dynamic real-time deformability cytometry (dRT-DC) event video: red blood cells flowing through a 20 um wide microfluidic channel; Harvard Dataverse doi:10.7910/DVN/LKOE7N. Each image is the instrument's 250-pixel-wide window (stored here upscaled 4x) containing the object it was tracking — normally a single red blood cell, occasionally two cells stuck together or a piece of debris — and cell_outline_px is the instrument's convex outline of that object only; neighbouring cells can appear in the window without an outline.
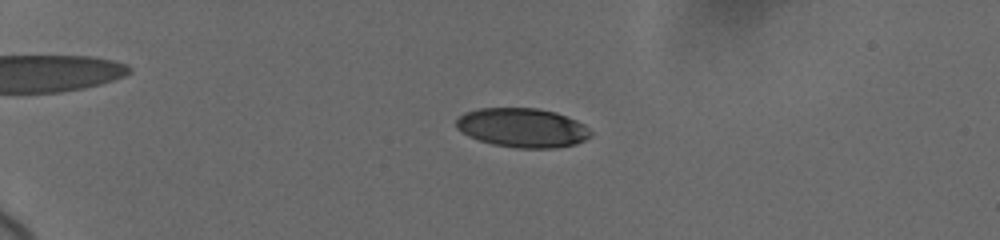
{"species": "human", "species_latin": "Homo sapiens", "temperature_condition": "cold", "stored_images_in_passage": 8, "camera_frame_rate_fps": 3000, "um_per_image_px": 0.085, "donor": {"sex": "female"}, "frame": {"image": 1, "passage_image": 2, "time_ms": 0.667, "image_size_px": [1000, 240], "cell_outline_px": [[592, 136], [576, 144], [556, 148], [516, 148], [492, 144], [468, 136], [456, 128], [456, 120], [464, 112], [480, 108], [536, 108], [556, 112], [576, 120], [584, 124], [592, 132]], "centroid_in_image_um": [44.41, 10.86], "position_along_channel_um": 40.6, "area_um2": 30.87}}
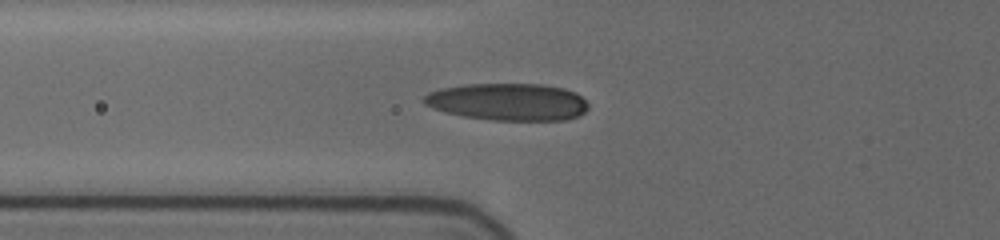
{"frame": {"image": 2, "passage_image": 6, "time_ms": 3.667, "image_size_px": [1000, 240], "cell_outline_px": [[588, 108], [580, 116], [568, 120], [492, 120], [464, 116], [432, 108], [424, 104], [424, 96], [428, 92], [440, 88], [464, 84], [544, 84], [564, 88], [576, 92], [588, 104]], "centroid_in_image_um": [43.2, 8.65], "position_along_channel_um": 82.6, "area_um2": 35.78}}
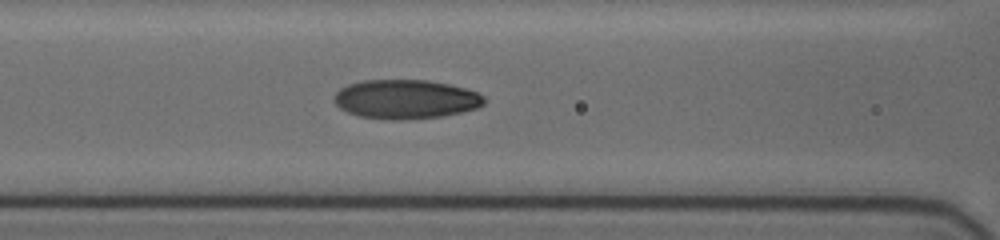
{"frame": {"image": 3, "passage_image": 8, "time_ms": 5.0, "image_size_px": [1000, 240], "cell_outline_px": [[484, 104], [476, 108], [444, 116], [408, 120], [388, 120], [360, 116], [348, 112], [340, 108], [332, 100], [332, 96], [340, 88], [348, 84], [360, 80], [428, 80], [448, 84], [464, 88], [476, 92], [484, 96]], "centroid_in_image_um": [34.44, 8.44], "position_along_channel_um": 132.2, "area_um2": 34.45}}